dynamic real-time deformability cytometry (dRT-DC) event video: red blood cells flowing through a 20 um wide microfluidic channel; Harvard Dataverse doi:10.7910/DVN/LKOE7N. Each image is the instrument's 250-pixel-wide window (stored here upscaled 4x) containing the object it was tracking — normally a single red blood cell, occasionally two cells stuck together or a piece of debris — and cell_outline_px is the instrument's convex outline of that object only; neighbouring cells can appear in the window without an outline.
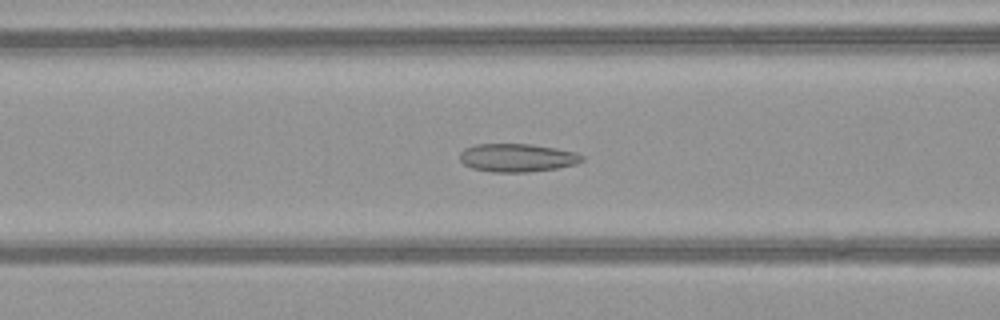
{"species": "common noctule bat (a hibernating species)", "species_latin": "Nyctalus noctula", "temperature_condition": "warm", "stored_images_in_passage": 50, "camera_frame_rate_fps": 3000, "um_per_image_px": 0.085, "animal": {"sex": "female", "body_mass_g": 21.9}, "frame": {"image": 1, "passage_image": 21, "time_ms": 6.667, "image_size_px": [1000, 320], "cell_outline_px": [[584, 160], [576, 164], [556, 168], [528, 172], [492, 172], [472, 168], [464, 164], [460, 160], [460, 152], [464, 148], [476, 144], [532, 144], [556, 148], [576, 152], [584, 156]], "centroid_in_image_um": [43.97, 13.4], "position_along_channel_um": 122.6, "area_um2": 20.17}}
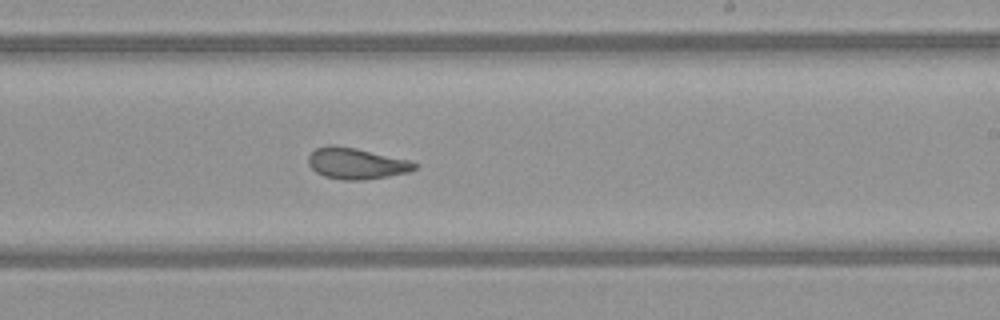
{"frame": {"image": 2, "passage_image": 31, "time_ms": 10.0, "image_size_px": [1000, 320], "cell_outline_px": [[420, 164], [416, 168], [408, 172], [388, 176], [364, 180], [344, 180], [324, 176], [316, 172], [308, 164], [308, 156], [316, 148], [328, 144], [332, 144], [356, 148], [408, 160]], "centroid_in_image_um": [30.27, 13.89], "position_along_channel_um": 258.7, "area_um2": 19.31}}
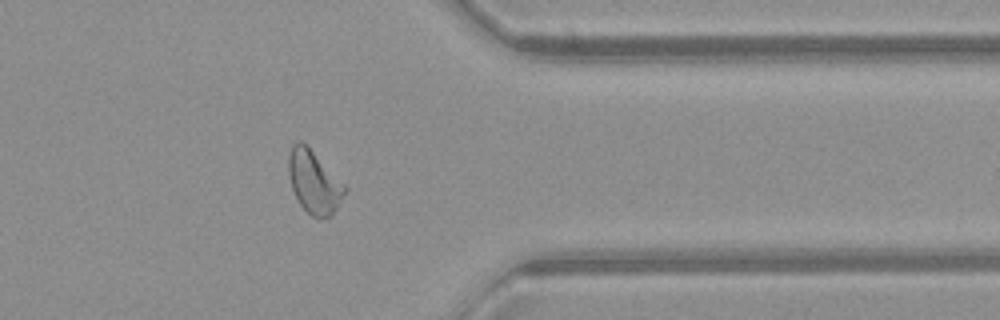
{"frame": {"image": 3, "passage_image": 41, "time_ms": 13.333, "image_size_px": [1000, 320], "cell_outline_px": [[348, 188], [332, 216], [320, 220], [312, 216], [300, 204], [292, 188], [288, 176], [288, 156], [292, 144], [296, 140], [300, 140]], "centroid_in_image_um": [26.67, 15.51], "position_along_channel_um": 384.7, "area_um2": 20.29}, "authors_computed_cell_mechanics": {"area_um2": 21.1548, "velocity_mm_per_s": 4.0836, "shape_relaxation_time_tau1_ms": null, "shape_relaxation_time_tau2_ms": 1.2585, "deformation_change_tau1": null, "deformation_change_tau2": 0.0881}}